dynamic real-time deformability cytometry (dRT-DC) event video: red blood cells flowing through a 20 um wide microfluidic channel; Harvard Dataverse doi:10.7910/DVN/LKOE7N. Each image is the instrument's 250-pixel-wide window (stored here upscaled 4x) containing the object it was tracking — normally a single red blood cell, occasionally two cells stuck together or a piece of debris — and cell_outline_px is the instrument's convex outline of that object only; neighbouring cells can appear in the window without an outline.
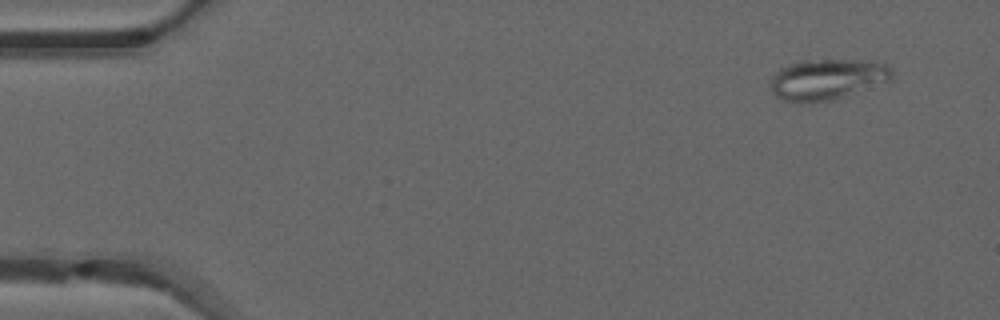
{"species": "common noctule bat (a hibernating species)", "species_latin": "Nyctalus noctula", "temperature_condition": "warm", "stored_images_in_passage": 50, "camera_frame_rate_fps": 3000, "um_per_image_px": 0.085, "animal": {"sex": "male", "forearm_length_mm": 52.5}, "frame": {"image": 1, "passage_image": 4, "time_ms": 1.0, "image_size_px": [1000, 320], "cell_outline_px": [[892, 80], [832, 100], [784, 100], [776, 96], [772, 92], [768, 84], [772, 76], [780, 68], [800, 60], [872, 60], [884, 64], [892, 72]], "centroid_in_image_um": [70.3, 6.7], "position_along_channel_um": 14.7, "area_um2": 28.38}}
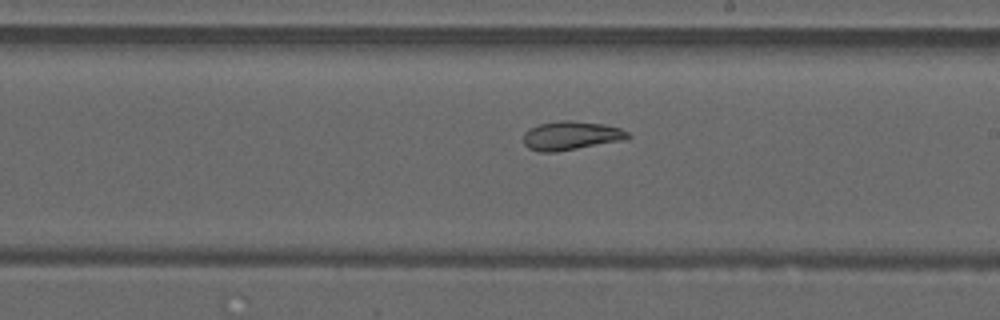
{"frame": {"image": 2, "passage_image": 29, "time_ms": 9.333, "image_size_px": [1000, 320], "cell_outline_px": [[632, 136], [628, 140], [556, 152], [540, 152], [528, 148], [524, 144], [524, 132], [540, 124], [560, 120], [572, 120], [604, 124], [620, 128], [628, 132]], "centroid_in_image_um": [48.6, 11.54], "position_along_channel_um": 240.4, "area_um2": 17.74}}
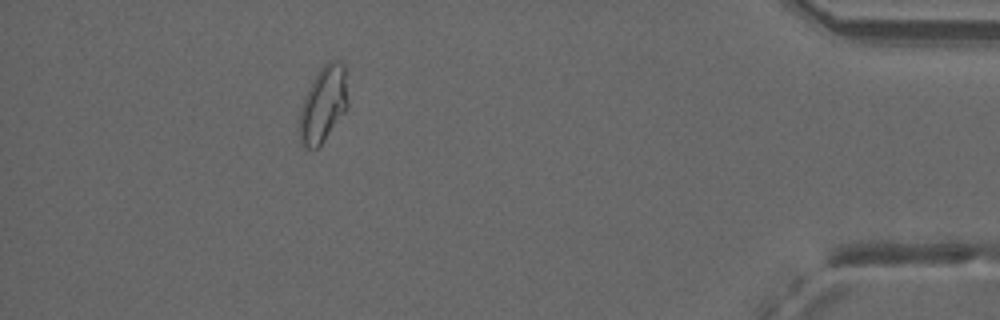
{"frame": {"image": 3, "passage_image": 45, "time_ms": 14.667, "image_size_px": [1000, 320], "cell_outline_px": [[348, 104], [344, 112], [324, 140], [316, 148], [304, 148], [300, 144], [300, 108], [304, 96], [312, 80], [320, 68], [328, 60], [336, 60], [344, 64], [348, 100]], "centroid_in_image_um": [27.47, 8.84], "position_along_channel_um": 407.7, "area_um2": 21.27}, "authors_computed_cell_mechanics": {"area_um2": 20.9525, "velocity_mm_per_s": 4.1159, "shape_relaxation_time_tau1_ms": null, "shape_relaxation_time_tau2_ms": 1.7415, "deformation_change_tau1": null, "deformation_change_tau2": 0.0832}}